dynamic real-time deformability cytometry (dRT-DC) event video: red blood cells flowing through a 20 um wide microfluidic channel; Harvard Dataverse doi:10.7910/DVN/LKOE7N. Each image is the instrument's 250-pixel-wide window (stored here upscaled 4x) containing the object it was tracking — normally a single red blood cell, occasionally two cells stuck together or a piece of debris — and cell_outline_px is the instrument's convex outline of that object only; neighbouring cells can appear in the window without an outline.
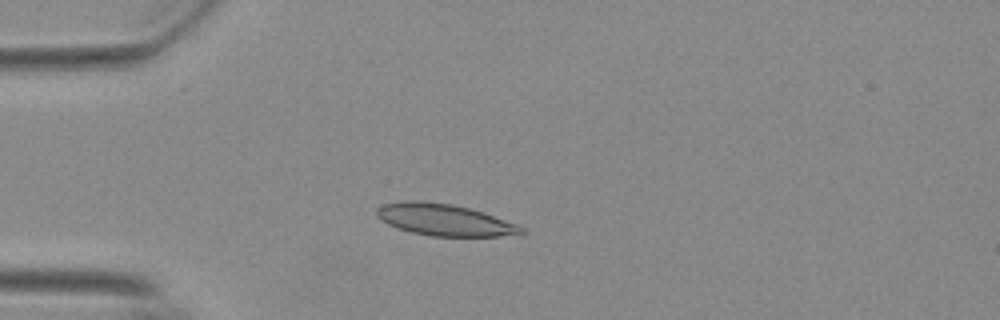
{"species": "Egyptian fruit bat (a non-hibernating species)", "species_latin": "Rousettus aegyptiacus", "temperature_condition": "warm", "stored_images_in_passage": 55, "camera_frame_rate_fps": 3000, "um_per_image_px": 0.085, "animal": {"sex": "female"}, "frame": {"image": 1, "passage_image": 15, "time_ms": 4.667, "image_size_px": [1000, 320], "cell_outline_px": [[524, 236], [432, 236], [412, 232], [388, 224], [380, 220], [376, 216], [376, 208], [384, 204], [452, 204], [484, 212], [520, 224], [524, 228]], "centroid_in_image_um": [37.97, 18.76], "position_along_channel_um": 47.0, "area_um2": 25.89}}
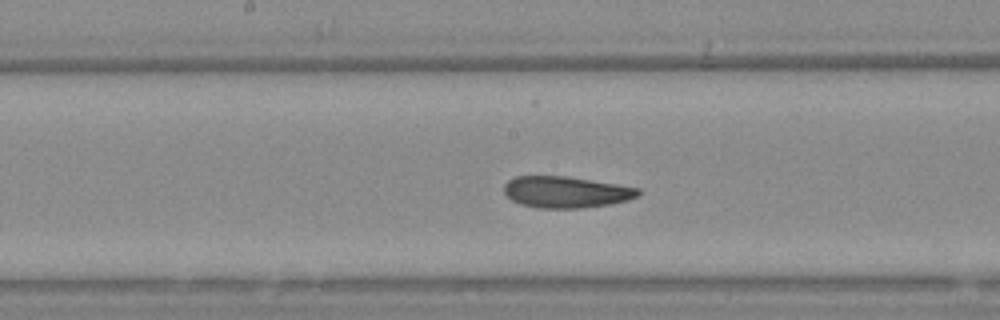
{"frame": {"image": 2, "passage_image": 29, "time_ms": 9.333, "image_size_px": [1000, 320], "cell_outline_px": [[640, 196], [628, 200], [608, 204], [580, 208], [536, 208], [520, 204], [512, 200], [504, 192], [504, 184], [508, 180], [516, 176], [568, 176], [640, 188]], "centroid_in_image_um": [48.1, 16.32], "position_along_channel_um": 200.1, "area_um2": 24.62}}
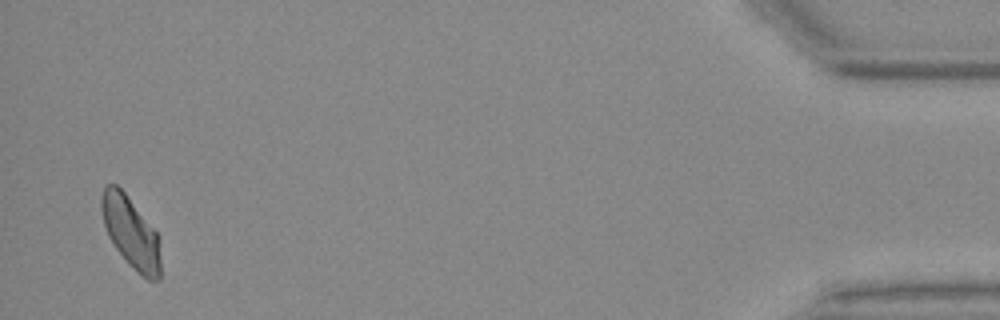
{"frame": {"image": 3, "passage_image": 54, "time_ms": 17.667, "image_size_px": [1000, 320], "cell_outline_px": [[160, 280], [148, 280], [136, 272], [128, 264], [116, 248], [108, 236], [104, 224], [100, 208], [100, 200], [104, 188], [108, 184], [116, 184], [124, 192], [160, 236]], "centroid_in_image_um": [11.13, 19.78], "position_along_channel_um": 424.1, "area_um2": 24.62}, "authors_computed_cell_mechanics": {"area_um2": 25.0852, "velocity_mm_per_s": 3.6795, "shape_relaxation_time_tau1_ms": null, "shape_relaxation_time_tau2_ms": 7.3732, "deformation_change_tau1": null, "deformation_change_tau2": 0.1386}}